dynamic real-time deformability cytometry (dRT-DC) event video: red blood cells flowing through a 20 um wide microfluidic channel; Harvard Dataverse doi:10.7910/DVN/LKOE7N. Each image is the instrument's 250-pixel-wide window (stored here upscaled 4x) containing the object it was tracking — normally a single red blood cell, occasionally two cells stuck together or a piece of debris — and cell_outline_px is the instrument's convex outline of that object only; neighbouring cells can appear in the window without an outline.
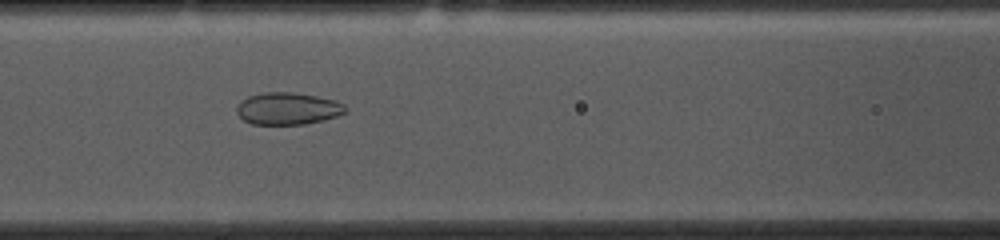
{"species": "common noctule bat (a hibernating species)", "species_latin": "Nyctalus noctula", "temperature_condition": "cold", "stored_images_in_passage": 53, "camera_frame_rate_fps": 3000, "um_per_image_px": 0.085, "animal": {"sex": "female", "body_mass_g": 10.0, "forearm_length_mm": 53.1}, "frame": {"image": 1, "passage_image": 21, "time_ms": 6.667, "image_size_px": [1000, 240], "cell_outline_px": [[348, 112], [324, 120], [304, 124], [252, 124], [244, 120], [236, 112], [236, 108], [240, 100], [248, 96], [264, 92], [292, 92], [316, 96], [336, 100], [344, 104], [348, 108]], "centroid_in_image_um": [24.48, 9.22], "position_along_channel_um": 142.1, "area_um2": 20.52}}
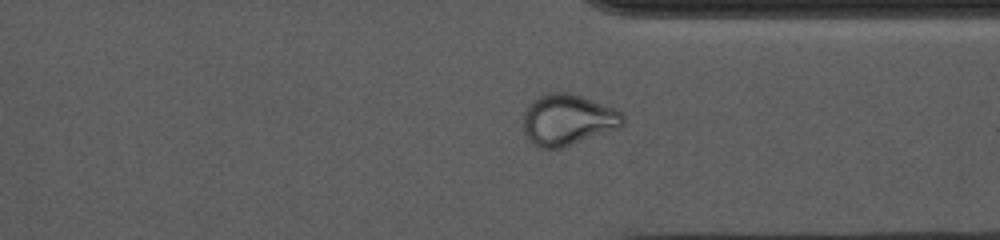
{"frame": {"image": 2, "passage_image": 39, "time_ms": 12.667, "image_size_px": [1000, 240], "cell_outline_px": [[624, 124], [620, 128], [560, 148], [540, 148], [528, 140], [524, 132], [524, 112], [528, 104], [532, 100], [540, 96], [552, 92], [564, 92], [580, 96], [612, 108], [620, 112], [624, 116]], "centroid_in_image_um": [48.24, 10.19], "position_along_channel_um": 363.2, "area_um2": 29.3}}
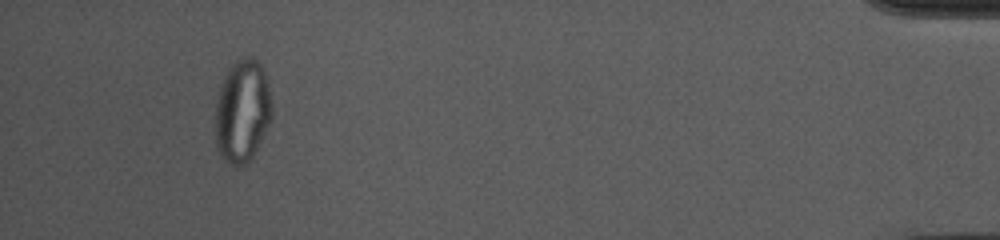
{"frame": {"image": 3, "passage_image": 49, "time_ms": 16.0, "image_size_px": [1000, 240], "cell_outline_px": [[272, 120], [252, 160], [240, 168], [224, 160], [220, 156], [216, 148], [216, 104], [220, 88], [232, 64], [244, 56], [252, 56], [260, 64], [264, 72], [272, 104]], "centroid_in_image_um": [20.62, 9.52], "position_along_channel_um": 414.6, "area_um2": 34.04}, "authors_computed_cell_mechanics": {"area_um2": 27.6862, "velocity_mm_per_s": 3.7084, "shape_relaxation_time_tau1_ms": null, "shape_relaxation_time_tau2_ms": 1.0414, "deformation_change_tau1": null, "deformation_change_tau2": 0.0552}}